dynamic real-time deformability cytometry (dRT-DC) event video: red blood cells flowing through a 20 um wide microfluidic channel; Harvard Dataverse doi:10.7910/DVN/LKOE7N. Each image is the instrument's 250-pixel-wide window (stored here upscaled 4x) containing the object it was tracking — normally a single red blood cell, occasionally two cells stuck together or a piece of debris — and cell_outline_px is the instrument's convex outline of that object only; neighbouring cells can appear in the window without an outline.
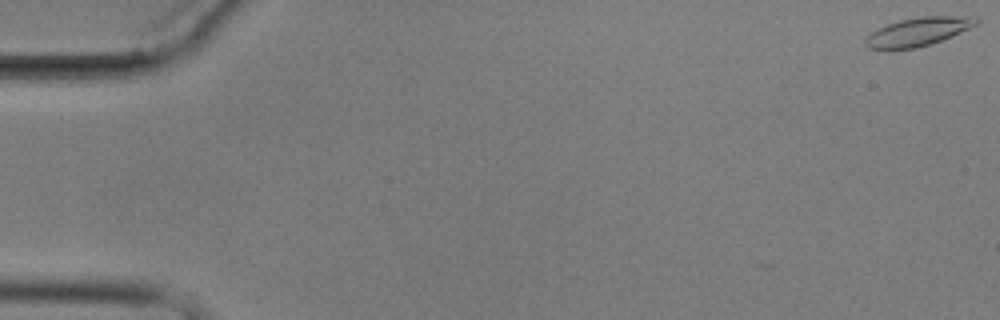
{"species": "common noctule bat (a hibernating species)", "species_latin": "Nyctalus noctula", "temperature_condition": "cold", "stored_images_in_passage": 6, "camera_frame_rate_fps": 3000, "um_per_image_px": 0.085, "animal": {"sex": "male", "body_mass_g": 17.9}, "frame": {"image": 1, "passage_image": 1, "time_ms": 0.0, "image_size_px": [1000, 320], "cell_outline_px": [[980, 20], [976, 24], [952, 36], [932, 44], [916, 48], [884, 52], [868, 48], [864, 44], [864, 40], [872, 32], [888, 24], [900, 20], [920, 16], [976, 16]], "centroid_in_image_um": [77.99, 2.74], "position_along_channel_um": 7.0, "area_um2": 18.79}}
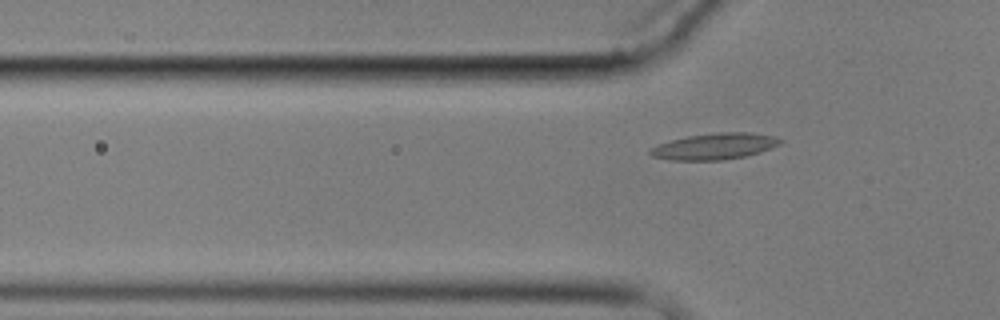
{"frame": {"image": 2, "passage_image": 6, "time_ms": 6.0, "image_size_px": [1000, 320], "cell_outline_px": [[784, 140], [780, 144], [760, 152], [744, 156], [724, 160], [668, 160], [652, 156], [648, 152], [656, 144], [688, 136], [716, 132], [748, 132], [776, 136]], "centroid_in_image_um": [60.75, 12.43], "position_along_channel_um": 65.1, "area_um2": 19.94}}